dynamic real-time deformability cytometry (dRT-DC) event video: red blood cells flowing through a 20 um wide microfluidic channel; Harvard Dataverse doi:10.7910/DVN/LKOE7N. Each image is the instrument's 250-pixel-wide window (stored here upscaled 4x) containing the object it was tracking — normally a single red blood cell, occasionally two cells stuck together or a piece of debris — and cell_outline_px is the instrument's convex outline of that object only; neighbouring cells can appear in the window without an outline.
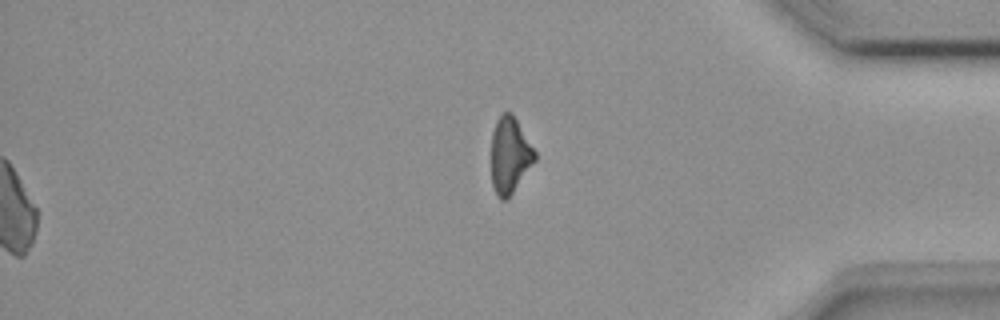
{"species": "common noctule bat (a hibernating species)", "species_latin": "Nyctalus noctula", "temperature_condition": "room temperature", "stored_images_in_passage": 54, "segment_of_instrument_passage": [2, 2], "camera_frame_rate_fps": 3000, "um_per_image_px": 0.085, "animal": {"sex": "female", "body_mass_g": 18.4}, "frame": {"image": 1, "passage_image": 54, "time_ms": 17.667, "image_size_px": [1000, 320], "cell_outline_px": [[536, 160], [508, 200], [500, 200], [496, 196], [492, 184], [492, 132], [496, 120], [500, 112], [512, 112], [536, 152]], "centroid_in_image_um": [43.33, 13.21], "position_along_channel_um": 391.9, "area_um2": 19.59}}